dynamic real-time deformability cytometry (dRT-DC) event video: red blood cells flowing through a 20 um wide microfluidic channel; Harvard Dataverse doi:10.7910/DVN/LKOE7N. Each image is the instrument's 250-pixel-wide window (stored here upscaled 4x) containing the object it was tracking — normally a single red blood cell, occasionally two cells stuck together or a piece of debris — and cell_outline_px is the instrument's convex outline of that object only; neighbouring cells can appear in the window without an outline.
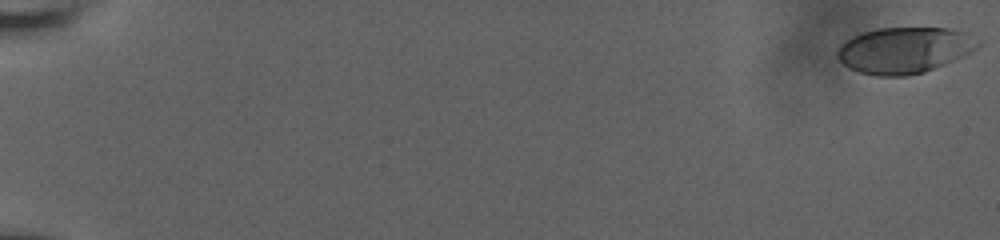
{"species": "human", "species_latin": "Homo sapiens", "temperature_condition": "room temperature", "stored_images_in_passage": 16, "camera_frame_rate_fps": 3000, "um_per_image_px": 0.085, "donor": {"sex": "male"}, "frame": {"image": 1, "passage_image": 1, "time_ms": 0.0, "image_size_px": [1000, 240], "cell_outline_px": [[980, 44], [976, 48], [944, 64], [924, 72], [904, 76], [876, 76], [860, 72], [848, 68], [836, 56], [836, 52], [840, 44], [852, 36], [860, 32], [876, 28], [952, 28], [964, 32], [980, 40]], "centroid_in_image_um": [76.82, 4.25], "position_along_channel_um": 8.2, "area_um2": 37.74}}